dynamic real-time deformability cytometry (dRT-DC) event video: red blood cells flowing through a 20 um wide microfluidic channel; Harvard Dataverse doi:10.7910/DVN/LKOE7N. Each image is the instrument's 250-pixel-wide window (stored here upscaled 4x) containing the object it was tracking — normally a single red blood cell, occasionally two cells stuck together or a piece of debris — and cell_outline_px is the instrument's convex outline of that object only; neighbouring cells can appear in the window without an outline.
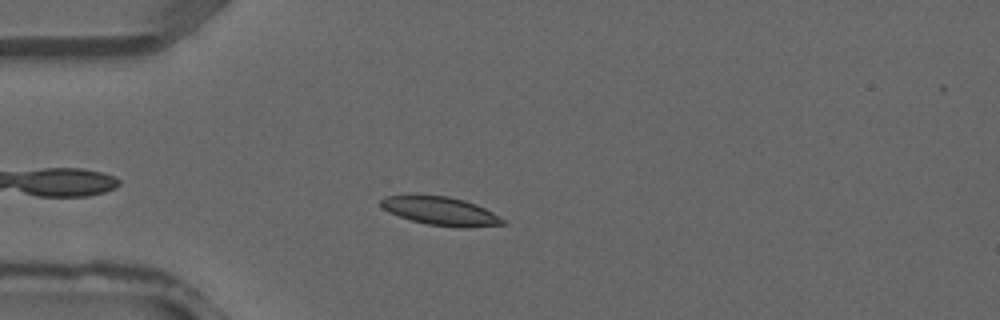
{"species": "common noctule bat (a hibernating species)", "species_latin": "Nyctalus noctula", "temperature_condition": "warm", "stored_images_in_passage": 31, "camera_frame_rate_fps": 3000, "um_per_image_px": 0.085, "animal": {"sex": "male", "forearm_length_mm": 52.5}, "frame": {"image": 1, "passage_image": 5, "time_ms": 1.333, "image_size_px": [1000, 320], "cell_outline_px": [[504, 224], [468, 228], [428, 224], [412, 220], [388, 212], [380, 204], [380, 200], [384, 196], [408, 192], [416, 192], [448, 196], [464, 200], [476, 204], [492, 212], [504, 220]], "centroid_in_image_um": [37.35, 17.87], "position_along_channel_um": 47.6, "area_um2": 20.75}}
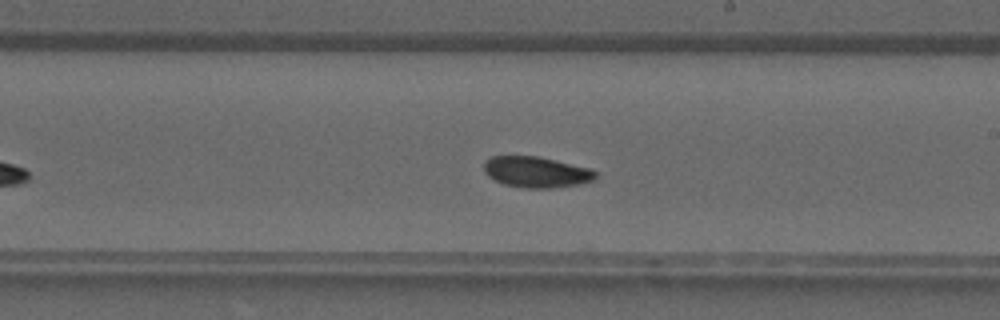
{"frame": {"image": 2, "passage_image": 17, "time_ms": 5.333, "image_size_px": [1000, 320], "cell_outline_px": [[596, 176], [592, 180], [576, 184], [552, 188], [524, 188], [504, 184], [488, 176], [484, 172], [484, 160], [492, 156], [536, 156], [588, 168], [596, 172]], "centroid_in_image_um": [45.52, 14.62], "position_along_channel_um": 243.5, "area_um2": 19.77}}
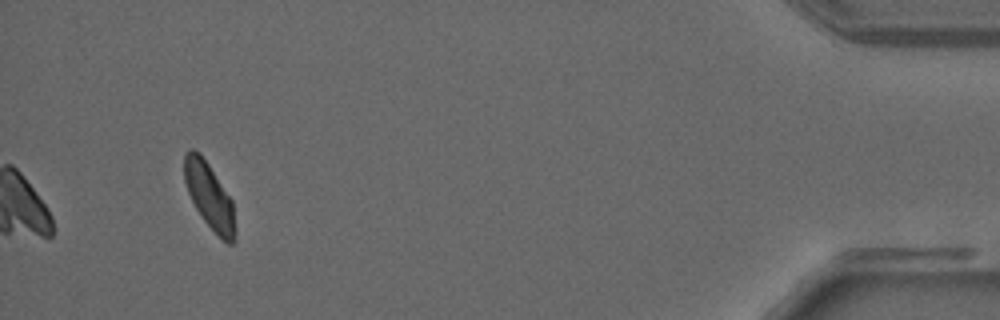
{"frame": {"image": 3, "passage_image": 31, "time_ms": 10.0, "image_size_px": [1000, 320], "cell_outline_px": [[236, 240], [232, 244], [228, 244], [204, 220], [196, 208], [188, 192], [184, 180], [184, 152], [188, 148], [192, 148], [200, 152], [232, 200], [236, 232]], "centroid_in_image_um": [17.79, 16.63], "position_along_channel_um": 417.4, "area_um2": 19.36}}